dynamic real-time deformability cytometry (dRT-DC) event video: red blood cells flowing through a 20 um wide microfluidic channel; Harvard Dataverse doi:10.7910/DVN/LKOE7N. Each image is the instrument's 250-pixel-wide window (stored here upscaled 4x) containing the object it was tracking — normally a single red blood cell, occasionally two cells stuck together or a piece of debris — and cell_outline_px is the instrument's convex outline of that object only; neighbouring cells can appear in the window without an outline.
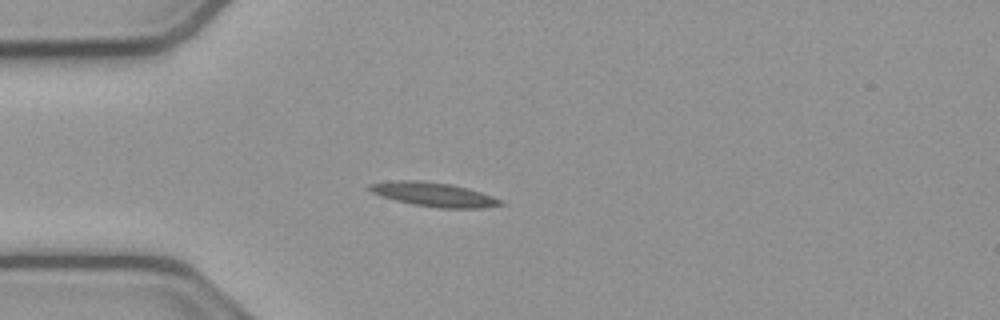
{"species": "common noctule bat (a hibernating species)", "species_latin": "Nyctalus noctula", "temperature_condition": "cold", "stored_images_in_passage": 41, "camera_frame_rate_fps": 3000, "um_per_image_px": 0.085, "animal": {"sex": "male", "body_mass_g": 23.1, "forearm_length_mm": 52.7}, "frame": {"image": 1, "passage_image": 1, "time_ms": 0.0, "image_size_px": [1000, 320], "cell_outline_px": [[508, 204], [484, 208], [440, 208], [412, 204], [396, 200], [372, 192], [368, 188], [368, 184], [396, 180], [420, 180], [452, 184], [480, 192], [504, 200]], "centroid_in_image_um": [36.94, 16.53], "position_along_channel_um": 48.1, "area_um2": 18.38}}
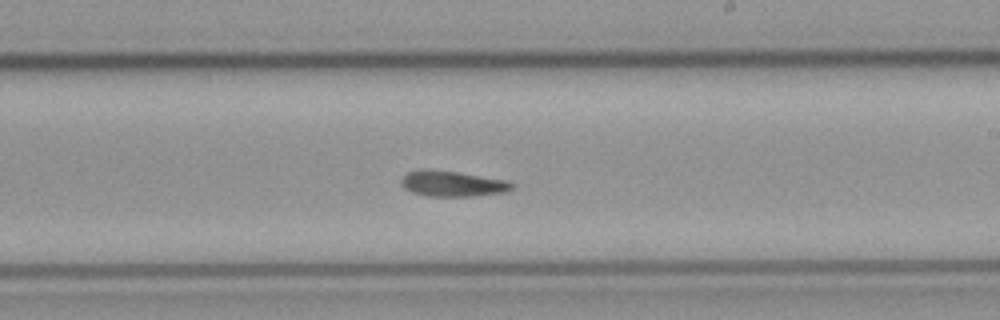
{"frame": {"image": 2, "passage_image": 18, "time_ms": 5.667, "image_size_px": [1000, 320], "cell_outline_px": [[516, 184], [512, 188], [504, 192], [472, 196], [424, 196], [412, 192], [404, 188], [400, 184], [400, 180], [408, 172], [456, 172], [508, 180]], "centroid_in_image_um": [38.52, 15.66], "position_along_channel_um": 250.5, "area_um2": 15.9}}
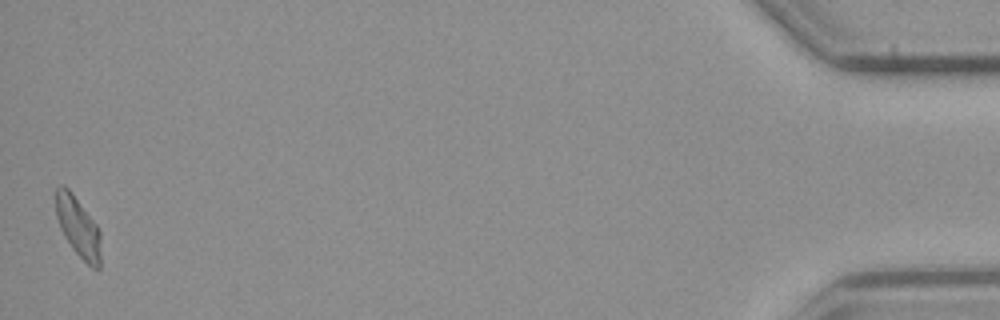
{"frame": {"image": 3, "passage_image": 40, "time_ms": 13.0, "image_size_px": [1000, 320], "cell_outline_px": [[100, 268], [92, 268], [72, 248], [64, 236], [60, 228], [56, 216], [56, 188], [60, 184], [64, 184], [72, 192], [96, 224], [100, 232]], "centroid_in_image_um": [6.63, 19.26], "position_along_channel_um": 428.6, "area_um2": 15.66}}